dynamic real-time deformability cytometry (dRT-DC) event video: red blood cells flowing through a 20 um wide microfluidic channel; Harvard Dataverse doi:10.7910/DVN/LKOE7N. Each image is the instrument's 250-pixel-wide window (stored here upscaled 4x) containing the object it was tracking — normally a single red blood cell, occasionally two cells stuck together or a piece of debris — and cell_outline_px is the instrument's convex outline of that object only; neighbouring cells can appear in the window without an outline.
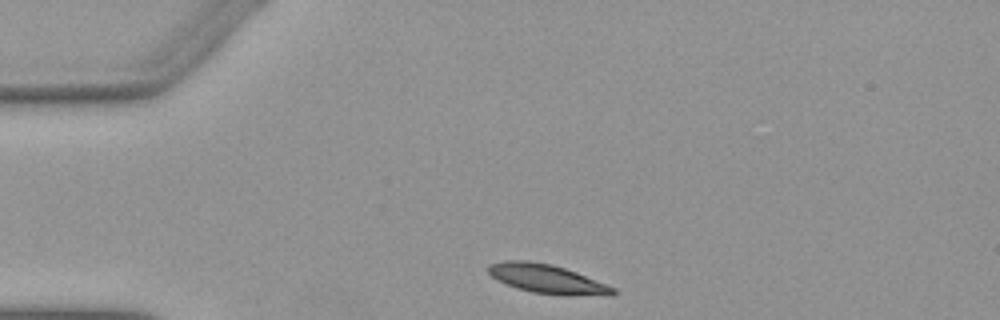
{"species": "Egyptian fruit bat (a non-hibernating species)", "species_latin": "Rousettus aegyptiacus", "temperature_condition": "warm", "stored_images_in_passage": 31, "camera_frame_rate_fps": 3000, "um_per_image_px": 0.085, "animal": {"sex": "female"}, "frame": {"image": 1, "passage_image": 1, "time_ms": 0.0, "image_size_px": [1000, 320], "cell_outline_px": [[616, 292], [612, 296], [568, 296], [532, 292], [516, 288], [492, 276], [488, 272], [488, 264], [504, 260], [528, 260], [552, 264], [576, 272], [616, 288]], "centroid_in_image_um": [46.55, 23.72], "position_along_channel_um": 38.4, "area_um2": 21.21}}
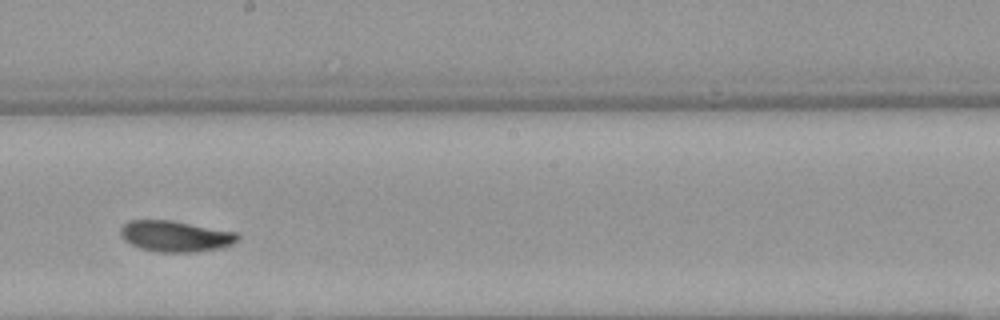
{"frame": {"image": 2, "passage_image": 19, "time_ms": 6.0, "image_size_px": [1000, 320], "cell_outline_px": [[240, 240], [232, 244], [220, 248], [196, 252], [156, 252], [140, 248], [124, 240], [120, 232], [120, 228], [128, 220], [172, 220], [236, 232], [240, 236]], "centroid_in_image_um": [14.93, 20.08], "position_along_channel_um": 233.3, "area_um2": 21.27}}
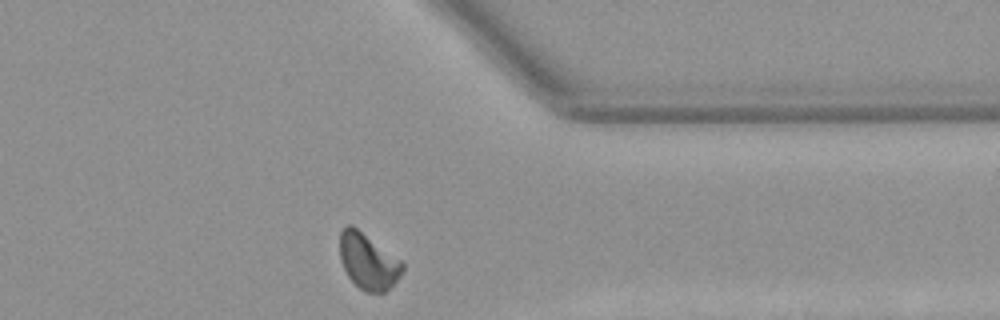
{"frame": {"image": 3, "passage_image": 31, "time_ms": 10.0, "image_size_px": [1000, 320], "cell_outline_px": [[404, 268], [400, 276], [384, 292], [364, 292], [348, 276], [340, 260], [340, 232], [348, 224], [352, 224], [400, 260], [404, 264]], "centroid_in_image_um": [31.27, 22.2], "position_along_channel_um": 380.1, "area_um2": 20.06}, "authors_computed_cell_mechanics": {"area_um2": 21.1548, "velocity_mm_per_s": 3.857, "shape_relaxation_time_tau1_ms": 3.9058, "shape_relaxation_time_tau2_ms": 1.9733, "deformation_change_tau1": 0.1377, "deformation_change_tau2": 0.0595}}